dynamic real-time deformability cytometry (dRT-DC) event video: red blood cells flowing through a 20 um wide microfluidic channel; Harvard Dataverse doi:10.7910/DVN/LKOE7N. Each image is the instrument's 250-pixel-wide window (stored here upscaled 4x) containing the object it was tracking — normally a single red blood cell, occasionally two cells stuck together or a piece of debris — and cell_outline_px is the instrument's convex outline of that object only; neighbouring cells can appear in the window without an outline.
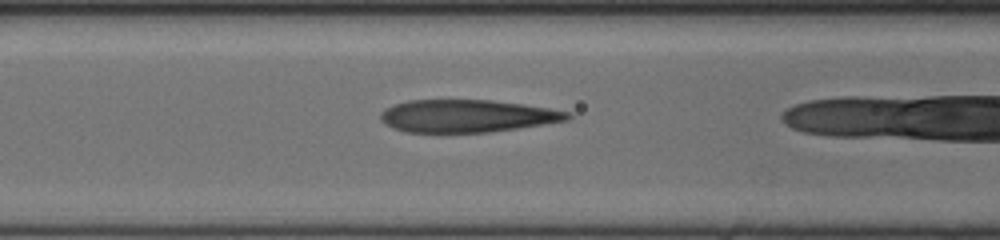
{"species": "human", "species_latin": "Homo sapiens", "temperature_condition": "cold", "stored_images_in_passage": 6, "camera_frame_rate_fps": 3000, "um_per_image_px": 0.085, "donor": {"sex": "female"}, "frame": {"image": 1, "passage_image": 4, "time_ms": 1.0, "image_size_px": [1000, 240], "cell_outline_px": [[572, 116], [568, 120], [516, 128], [488, 132], [404, 132], [392, 128], [384, 124], [380, 120], [380, 112], [384, 108], [392, 104], [408, 100], [492, 100], [524, 104], [572, 112]], "centroid_in_image_um": [39.64, 9.85], "position_along_channel_um": 127.0, "area_um2": 35.66}}